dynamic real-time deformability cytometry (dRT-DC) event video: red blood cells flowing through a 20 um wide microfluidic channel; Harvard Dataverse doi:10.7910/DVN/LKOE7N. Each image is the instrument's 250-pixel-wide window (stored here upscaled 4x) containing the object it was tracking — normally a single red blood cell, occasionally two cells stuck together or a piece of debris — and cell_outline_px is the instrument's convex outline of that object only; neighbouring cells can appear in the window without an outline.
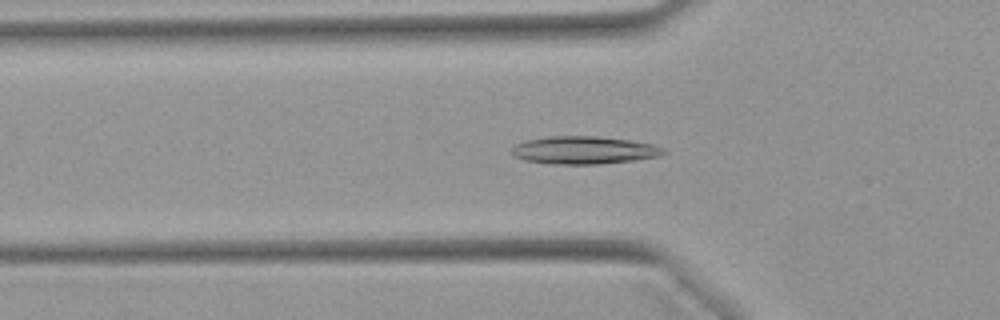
{"species": "Egyptian fruit bat (a non-hibernating species)", "species_latin": "Rousettus aegyptiacus", "temperature_condition": "warm", "stored_images_in_passage": 50, "camera_frame_rate_fps": 3000, "um_per_image_px": 0.085, "animal": {"sex": "female"}, "frame": {"image": 1, "passage_image": 16, "time_ms": 5.0, "image_size_px": [1000, 320], "cell_outline_px": [[668, 152], [660, 156], [632, 160], [600, 164], [552, 164], [524, 160], [516, 156], [512, 152], [512, 148], [516, 144], [524, 140], [548, 136], [596, 136], [628, 140], [652, 144], [664, 148]], "centroid_in_image_um": [49.64, 12.76], "position_along_channel_um": 76.2, "area_um2": 24.51}}
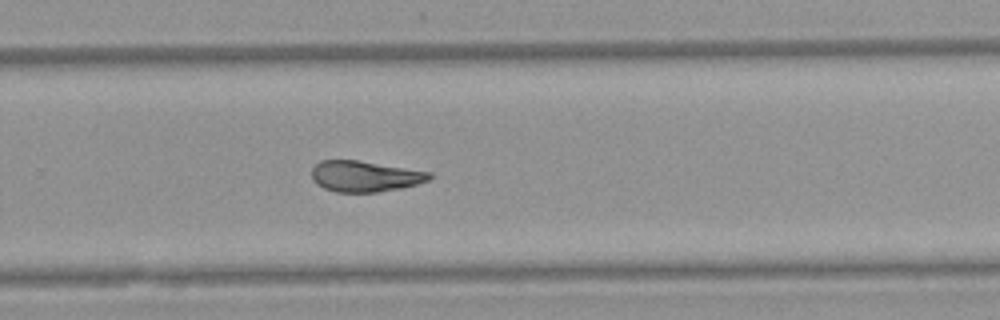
{"frame": {"image": 2, "passage_image": 33, "time_ms": 10.667, "image_size_px": [1000, 320], "cell_outline_px": [[432, 176], [428, 180], [416, 184], [400, 188], [376, 192], [336, 192], [324, 188], [316, 184], [312, 180], [312, 168], [320, 160], [356, 160], [432, 172]], "centroid_in_image_um": [30.98, 14.98], "position_along_channel_um": 298.8, "area_um2": 21.1}}
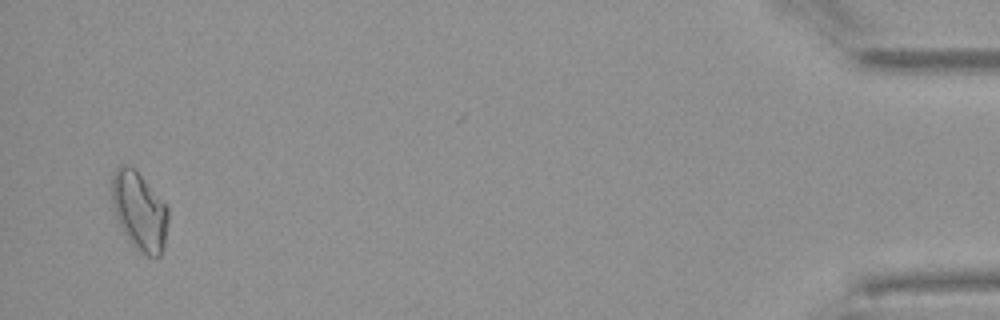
{"frame": {"image": 3, "passage_image": 49, "time_ms": 16.0, "image_size_px": [1000, 320], "cell_outline_px": [[168, 220], [164, 244], [160, 256], [156, 260], [148, 256], [132, 244], [128, 240], [116, 216], [112, 204], [112, 176], [116, 168], [120, 164], [128, 164], [168, 204]], "centroid_in_image_um": [11.86, 17.94], "position_along_channel_um": 423.3, "area_um2": 25.61}, "authors_computed_cell_mechanics": {"area_um2": 22.4553, "velocity_mm_per_s": 3.9374, "shape_relaxation_time_tau1_ms": null, "shape_relaxation_time_tau2_ms": 2.3979, "deformation_change_tau1": null, "deformation_change_tau2": 0.0946}}